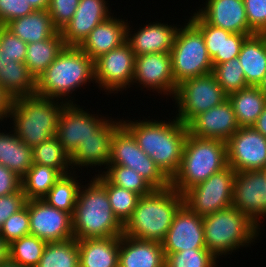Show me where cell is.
Returning a JSON list of instances; mask_svg holds the SVG:
<instances>
[{"instance_id": "cell-1", "label": "cell", "mask_w": 266, "mask_h": 267, "mask_svg": "<svg viewBox=\"0 0 266 267\" xmlns=\"http://www.w3.org/2000/svg\"><path fill=\"white\" fill-rule=\"evenodd\" d=\"M163 120H121L142 149L171 180L181 165L188 127L176 117Z\"/></svg>"}, {"instance_id": "cell-2", "label": "cell", "mask_w": 266, "mask_h": 267, "mask_svg": "<svg viewBox=\"0 0 266 267\" xmlns=\"http://www.w3.org/2000/svg\"><path fill=\"white\" fill-rule=\"evenodd\" d=\"M92 81H95L94 61L79 47L65 46L36 79V94L74 104L69 95Z\"/></svg>"}, {"instance_id": "cell-3", "label": "cell", "mask_w": 266, "mask_h": 267, "mask_svg": "<svg viewBox=\"0 0 266 267\" xmlns=\"http://www.w3.org/2000/svg\"><path fill=\"white\" fill-rule=\"evenodd\" d=\"M183 204V194L171 186L154 189L139 198L132 217L124 225L123 234L138 240L162 243Z\"/></svg>"}, {"instance_id": "cell-4", "label": "cell", "mask_w": 266, "mask_h": 267, "mask_svg": "<svg viewBox=\"0 0 266 267\" xmlns=\"http://www.w3.org/2000/svg\"><path fill=\"white\" fill-rule=\"evenodd\" d=\"M89 182L81 185L74 207V238L80 240L121 236L124 225L111 209L106 188L94 176Z\"/></svg>"}, {"instance_id": "cell-5", "label": "cell", "mask_w": 266, "mask_h": 267, "mask_svg": "<svg viewBox=\"0 0 266 267\" xmlns=\"http://www.w3.org/2000/svg\"><path fill=\"white\" fill-rule=\"evenodd\" d=\"M35 95L14 99L9 114L16 136L32 149L56 136L60 113L66 103Z\"/></svg>"}, {"instance_id": "cell-6", "label": "cell", "mask_w": 266, "mask_h": 267, "mask_svg": "<svg viewBox=\"0 0 266 267\" xmlns=\"http://www.w3.org/2000/svg\"><path fill=\"white\" fill-rule=\"evenodd\" d=\"M226 167V142L218 139H201L188 133L180 168L170 180V186L183 194Z\"/></svg>"}, {"instance_id": "cell-7", "label": "cell", "mask_w": 266, "mask_h": 267, "mask_svg": "<svg viewBox=\"0 0 266 267\" xmlns=\"http://www.w3.org/2000/svg\"><path fill=\"white\" fill-rule=\"evenodd\" d=\"M202 222L206 249L217 259L247 247L261 233L256 223L233 206L202 217Z\"/></svg>"}, {"instance_id": "cell-8", "label": "cell", "mask_w": 266, "mask_h": 267, "mask_svg": "<svg viewBox=\"0 0 266 267\" xmlns=\"http://www.w3.org/2000/svg\"><path fill=\"white\" fill-rule=\"evenodd\" d=\"M187 22L184 27L178 28L170 52L176 85L213 71L212 59L201 31L190 20Z\"/></svg>"}, {"instance_id": "cell-9", "label": "cell", "mask_w": 266, "mask_h": 267, "mask_svg": "<svg viewBox=\"0 0 266 267\" xmlns=\"http://www.w3.org/2000/svg\"><path fill=\"white\" fill-rule=\"evenodd\" d=\"M173 98L179 108L176 118L187 126L197 115L223 103L228 96L211 72L184 80L177 85Z\"/></svg>"}, {"instance_id": "cell-10", "label": "cell", "mask_w": 266, "mask_h": 267, "mask_svg": "<svg viewBox=\"0 0 266 267\" xmlns=\"http://www.w3.org/2000/svg\"><path fill=\"white\" fill-rule=\"evenodd\" d=\"M109 164L134 169L154 189L170 187V179L155 162L138 146L132 133L121 124L111 139Z\"/></svg>"}, {"instance_id": "cell-11", "label": "cell", "mask_w": 266, "mask_h": 267, "mask_svg": "<svg viewBox=\"0 0 266 267\" xmlns=\"http://www.w3.org/2000/svg\"><path fill=\"white\" fill-rule=\"evenodd\" d=\"M235 171L226 167L183 193L184 204L200 217L232 206Z\"/></svg>"}, {"instance_id": "cell-12", "label": "cell", "mask_w": 266, "mask_h": 267, "mask_svg": "<svg viewBox=\"0 0 266 267\" xmlns=\"http://www.w3.org/2000/svg\"><path fill=\"white\" fill-rule=\"evenodd\" d=\"M135 54L126 40L117 48L101 55L94 61L95 84L108 93H118L132 87L134 77Z\"/></svg>"}, {"instance_id": "cell-13", "label": "cell", "mask_w": 266, "mask_h": 267, "mask_svg": "<svg viewBox=\"0 0 266 267\" xmlns=\"http://www.w3.org/2000/svg\"><path fill=\"white\" fill-rule=\"evenodd\" d=\"M95 115L97 114H90L75 103L64 106L60 113L56 137L70 156L110 120L109 117L99 118Z\"/></svg>"}, {"instance_id": "cell-14", "label": "cell", "mask_w": 266, "mask_h": 267, "mask_svg": "<svg viewBox=\"0 0 266 267\" xmlns=\"http://www.w3.org/2000/svg\"><path fill=\"white\" fill-rule=\"evenodd\" d=\"M227 160L235 172L262 170L266 165V137L254 127H240L227 141Z\"/></svg>"}, {"instance_id": "cell-15", "label": "cell", "mask_w": 266, "mask_h": 267, "mask_svg": "<svg viewBox=\"0 0 266 267\" xmlns=\"http://www.w3.org/2000/svg\"><path fill=\"white\" fill-rule=\"evenodd\" d=\"M30 234L45 242L74 238L72 215L50 206L44 199L27 200Z\"/></svg>"}, {"instance_id": "cell-16", "label": "cell", "mask_w": 266, "mask_h": 267, "mask_svg": "<svg viewBox=\"0 0 266 267\" xmlns=\"http://www.w3.org/2000/svg\"><path fill=\"white\" fill-rule=\"evenodd\" d=\"M232 206L260 227L259 219L266 216V172L263 169L235 172Z\"/></svg>"}, {"instance_id": "cell-17", "label": "cell", "mask_w": 266, "mask_h": 267, "mask_svg": "<svg viewBox=\"0 0 266 267\" xmlns=\"http://www.w3.org/2000/svg\"><path fill=\"white\" fill-rule=\"evenodd\" d=\"M134 83L173 99L177 85L172 74L171 54L153 53L135 56Z\"/></svg>"}, {"instance_id": "cell-18", "label": "cell", "mask_w": 266, "mask_h": 267, "mask_svg": "<svg viewBox=\"0 0 266 267\" xmlns=\"http://www.w3.org/2000/svg\"><path fill=\"white\" fill-rule=\"evenodd\" d=\"M164 254L206 248L202 217L183 204L162 242Z\"/></svg>"}, {"instance_id": "cell-19", "label": "cell", "mask_w": 266, "mask_h": 267, "mask_svg": "<svg viewBox=\"0 0 266 267\" xmlns=\"http://www.w3.org/2000/svg\"><path fill=\"white\" fill-rule=\"evenodd\" d=\"M187 127L189 134L194 137L218 139L224 142L240 128L228 99L197 115Z\"/></svg>"}, {"instance_id": "cell-20", "label": "cell", "mask_w": 266, "mask_h": 267, "mask_svg": "<svg viewBox=\"0 0 266 267\" xmlns=\"http://www.w3.org/2000/svg\"><path fill=\"white\" fill-rule=\"evenodd\" d=\"M106 0H80L71 20L60 31L66 46L79 47L89 33L111 17Z\"/></svg>"}, {"instance_id": "cell-21", "label": "cell", "mask_w": 266, "mask_h": 267, "mask_svg": "<svg viewBox=\"0 0 266 267\" xmlns=\"http://www.w3.org/2000/svg\"><path fill=\"white\" fill-rule=\"evenodd\" d=\"M207 24L231 33L254 35L246 17L243 0H206L196 12Z\"/></svg>"}, {"instance_id": "cell-22", "label": "cell", "mask_w": 266, "mask_h": 267, "mask_svg": "<svg viewBox=\"0 0 266 267\" xmlns=\"http://www.w3.org/2000/svg\"><path fill=\"white\" fill-rule=\"evenodd\" d=\"M122 124L121 120H110L93 137L86 139L83 144L70 156L72 169L93 168L97 165L102 167L109 165L111 139L115 130ZM81 166V167H80ZM76 167V168H75Z\"/></svg>"}, {"instance_id": "cell-23", "label": "cell", "mask_w": 266, "mask_h": 267, "mask_svg": "<svg viewBox=\"0 0 266 267\" xmlns=\"http://www.w3.org/2000/svg\"><path fill=\"white\" fill-rule=\"evenodd\" d=\"M127 25V41L135 56L153 53H170L179 27L168 23L153 22L139 27L132 34ZM136 32V33H135Z\"/></svg>"}, {"instance_id": "cell-24", "label": "cell", "mask_w": 266, "mask_h": 267, "mask_svg": "<svg viewBox=\"0 0 266 267\" xmlns=\"http://www.w3.org/2000/svg\"><path fill=\"white\" fill-rule=\"evenodd\" d=\"M125 21L112 15L97 25L79 48L95 61L127 40L128 22Z\"/></svg>"}, {"instance_id": "cell-25", "label": "cell", "mask_w": 266, "mask_h": 267, "mask_svg": "<svg viewBox=\"0 0 266 267\" xmlns=\"http://www.w3.org/2000/svg\"><path fill=\"white\" fill-rule=\"evenodd\" d=\"M118 267H165L162 243L120 236Z\"/></svg>"}, {"instance_id": "cell-26", "label": "cell", "mask_w": 266, "mask_h": 267, "mask_svg": "<svg viewBox=\"0 0 266 267\" xmlns=\"http://www.w3.org/2000/svg\"><path fill=\"white\" fill-rule=\"evenodd\" d=\"M79 267H118L120 236L77 240Z\"/></svg>"}, {"instance_id": "cell-27", "label": "cell", "mask_w": 266, "mask_h": 267, "mask_svg": "<svg viewBox=\"0 0 266 267\" xmlns=\"http://www.w3.org/2000/svg\"><path fill=\"white\" fill-rule=\"evenodd\" d=\"M248 86H259L266 74V34L248 36L238 55Z\"/></svg>"}, {"instance_id": "cell-28", "label": "cell", "mask_w": 266, "mask_h": 267, "mask_svg": "<svg viewBox=\"0 0 266 267\" xmlns=\"http://www.w3.org/2000/svg\"><path fill=\"white\" fill-rule=\"evenodd\" d=\"M4 26L27 44L49 39L59 32L47 10H34Z\"/></svg>"}, {"instance_id": "cell-29", "label": "cell", "mask_w": 266, "mask_h": 267, "mask_svg": "<svg viewBox=\"0 0 266 267\" xmlns=\"http://www.w3.org/2000/svg\"><path fill=\"white\" fill-rule=\"evenodd\" d=\"M11 132H0V164L22 178L33 165V151Z\"/></svg>"}, {"instance_id": "cell-30", "label": "cell", "mask_w": 266, "mask_h": 267, "mask_svg": "<svg viewBox=\"0 0 266 267\" xmlns=\"http://www.w3.org/2000/svg\"><path fill=\"white\" fill-rule=\"evenodd\" d=\"M240 127L253 126L266 106V95L258 86H248L228 96Z\"/></svg>"}, {"instance_id": "cell-31", "label": "cell", "mask_w": 266, "mask_h": 267, "mask_svg": "<svg viewBox=\"0 0 266 267\" xmlns=\"http://www.w3.org/2000/svg\"><path fill=\"white\" fill-rule=\"evenodd\" d=\"M60 31L49 39L27 44L25 65L37 79L65 47Z\"/></svg>"}, {"instance_id": "cell-32", "label": "cell", "mask_w": 266, "mask_h": 267, "mask_svg": "<svg viewBox=\"0 0 266 267\" xmlns=\"http://www.w3.org/2000/svg\"><path fill=\"white\" fill-rule=\"evenodd\" d=\"M62 175L59 170L52 167L33 164L21 178L26 199H43Z\"/></svg>"}, {"instance_id": "cell-33", "label": "cell", "mask_w": 266, "mask_h": 267, "mask_svg": "<svg viewBox=\"0 0 266 267\" xmlns=\"http://www.w3.org/2000/svg\"><path fill=\"white\" fill-rule=\"evenodd\" d=\"M0 86L13 99L36 94V79L24 62H18L16 66L0 67Z\"/></svg>"}, {"instance_id": "cell-34", "label": "cell", "mask_w": 266, "mask_h": 267, "mask_svg": "<svg viewBox=\"0 0 266 267\" xmlns=\"http://www.w3.org/2000/svg\"><path fill=\"white\" fill-rule=\"evenodd\" d=\"M73 173L62 175L43 198L50 206L73 215L81 183ZM72 175V176H71ZM76 176V177H74Z\"/></svg>"}, {"instance_id": "cell-35", "label": "cell", "mask_w": 266, "mask_h": 267, "mask_svg": "<svg viewBox=\"0 0 266 267\" xmlns=\"http://www.w3.org/2000/svg\"><path fill=\"white\" fill-rule=\"evenodd\" d=\"M37 267H79L77 239L48 242Z\"/></svg>"}, {"instance_id": "cell-36", "label": "cell", "mask_w": 266, "mask_h": 267, "mask_svg": "<svg viewBox=\"0 0 266 267\" xmlns=\"http://www.w3.org/2000/svg\"><path fill=\"white\" fill-rule=\"evenodd\" d=\"M95 178L106 188L107 196L114 215L123 225H125V223L132 217L134 209L141 196L131 190L111 184L102 174H100V172L95 174Z\"/></svg>"}, {"instance_id": "cell-37", "label": "cell", "mask_w": 266, "mask_h": 267, "mask_svg": "<svg viewBox=\"0 0 266 267\" xmlns=\"http://www.w3.org/2000/svg\"><path fill=\"white\" fill-rule=\"evenodd\" d=\"M32 151L33 164L52 167L59 170L63 175L72 172L70 171L72 170L70 155L64 150L56 136L40 143Z\"/></svg>"}, {"instance_id": "cell-38", "label": "cell", "mask_w": 266, "mask_h": 267, "mask_svg": "<svg viewBox=\"0 0 266 267\" xmlns=\"http://www.w3.org/2000/svg\"><path fill=\"white\" fill-rule=\"evenodd\" d=\"M46 245L34 235L23 236L9 244V260L23 267H37Z\"/></svg>"}, {"instance_id": "cell-39", "label": "cell", "mask_w": 266, "mask_h": 267, "mask_svg": "<svg viewBox=\"0 0 266 267\" xmlns=\"http://www.w3.org/2000/svg\"><path fill=\"white\" fill-rule=\"evenodd\" d=\"M101 173L111 184L131 190L140 196L150 194L154 188L134 169L109 164Z\"/></svg>"}, {"instance_id": "cell-40", "label": "cell", "mask_w": 266, "mask_h": 267, "mask_svg": "<svg viewBox=\"0 0 266 267\" xmlns=\"http://www.w3.org/2000/svg\"><path fill=\"white\" fill-rule=\"evenodd\" d=\"M212 73L215 75L218 84L222 87L227 96L248 87L238 57L215 65Z\"/></svg>"}, {"instance_id": "cell-41", "label": "cell", "mask_w": 266, "mask_h": 267, "mask_svg": "<svg viewBox=\"0 0 266 267\" xmlns=\"http://www.w3.org/2000/svg\"><path fill=\"white\" fill-rule=\"evenodd\" d=\"M165 267H216L217 258L206 248L164 254Z\"/></svg>"}, {"instance_id": "cell-42", "label": "cell", "mask_w": 266, "mask_h": 267, "mask_svg": "<svg viewBox=\"0 0 266 267\" xmlns=\"http://www.w3.org/2000/svg\"><path fill=\"white\" fill-rule=\"evenodd\" d=\"M189 20L201 31L213 67L221 64L222 34H231V32L207 24L196 12Z\"/></svg>"}, {"instance_id": "cell-43", "label": "cell", "mask_w": 266, "mask_h": 267, "mask_svg": "<svg viewBox=\"0 0 266 267\" xmlns=\"http://www.w3.org/2000/svg\"><path fill=\"white\" fill-rule=\"evenodd\" d=\"M29 234L30 218L28 214V207L26 205L18 212L12 214L0 228V236L8 244Z\"/></svg>"}, {"instance_id": "cell-44", "label": "cell", "mask_w": 266, "mask_h": 267, "mask_svg": "<svg viewBox=\"0 0 266 267\" xmlns=\"http://www.w3.org/2000/svg\"><path fill=\"white\" fill-rule=\"evenodd\" d=\"M79 2L80 0H50L47 11L59 31L71 20Z\"/></svg>"}, {"instance_id": "cell-45", "label": "cell", "mask_w": 266, "mask_h": 267, "mask_svg": "<svg viewBox=\"0 0 266 267\" xmlns=\"http://www.w3.org/2000/svg\"><path fill=\"white\" fill-rule=\"evenodd\" d=\"M0 50L14 61L25 62L27 43L9 31L4 25H0Z\"/></svg>"}, {"instance_id": "cell-46", "label": "cell", "mask_w": 266, "mask_h": 267, "mask_svg": "<svg viewBox=\"0 0 266 267\" xmlns=\"http://www.w3.org/2000/svg\"><path fill=\"white\" fill-rule=\"evenodd\" d=\"M250 29L255 34H266V0H243Z\"/></svg>"}, {"instance_id": "cell-47", "label": "cell", "mask_w": 266, "mask_h": 267, "mask_svg": "<svg viewBox=\"0 0 266 267\" xmlns=\"http://www.w3.org/2000/svg\"><path fill=\"white\" fill-rule=\"evenodd\" d=\"M34 11L26 0H0V25L24 17Z\"/></svg>"}, {"instance_id": "cell-48", "label": "cell", "mask_w": 266, "mask_h": 267, "mask_svg": "<svg viewBox=\"0 0 266 267\" xmlns=\"http://www.w3.org/2000/svg\"><path fill=\"white\" fill-rule=\"evenodd\" d=\"M26 201L22 188L13 194L0 196V228L12 214L25 206Z\"/></svg>"}, {"instance_id": "cell-49", "label": "cell", "mask_w": 266, "mask_h": 267, "mask_svg": "<svg viewBox=\"0 0 266 267\" xmlns=\"http://www.w3.org/2000/svg\"><path fill=\"white\" fill-rule=\"evenodd\" d=\"M251 35L239 33L222 34L221 63L237 58L245 39Z\"/></svg>"}, {"instance_id": "cell-50", "label": "cell", "mask_w": 266, "mask_h": 267, "mask_svg": "<svg viewBox=\"0 0 266 267\" xmlns=\"http://www.w3.org/2000/svg\"><path fill=\"white\" fill-rule=\"evenodd\" d=\"M21 188V177L0 164V196L13 194Z\"/></svg>"}, {"instance_id": "cell-51", "label": "cell", "mask_w": 266, "mask_h": 267, "mask_svg": "<svg viewBox=\"0 0 266 267\" xmlns=\"http://www.w3.org/2000/svg\"><path fill=\"white\" fill-rule=\"evenodd\" d=\"M14 104L13 97L0 86V121L9 118V114Z\"/></svg>"}, {"instance_id": "cell-52", "label": "cell", "mask_w": 266, "mask_h": 267, "mask_svg": "<svg viewBox=\"0 0 266 267\" xmlns=\"http://www.w3.org/2000/svg\"><path fill=\"white\" fill-rule=\"evenodd\" d=\"M252 127H254L258 132L266 137V106L257 118L256 123Z\"/></svg>"}, {"instance_id": "cell-53", "label": "cell", "mask_w": 266, "mask_h": 267, "mask_svg": "<svg viewBox=\"0 0 266 267\" xmlns=\"http://www.w3.org/2000/svg\"><path fill=\"white\" fill-rule=\"evenodd\" d=\"M9 260V244L0 236V264Z\"/></svg>"}, {"instance_id": "cell-54", "label": "cell", "mask_w": 266, "mask_h": 267, "mask_svg": "<svg viewBox=\"0 0 266 267\" xmlns=\"http://www.w3.org/2000/svg\"><path fill=\"white\" fill-rule=\"evenodd\" d=\"M34 10H47L50 0H26Z\"/></svg>"}, {"instance_id": "cell-55", "label": "cell", "mask_w": 266, "mask_h": 267, "mask_svg": "<svg viewBox=\"0 0 266 267\" xmlns=\"http://www.w3.org/2000/svg\"><path fill=\"white\" fill-rule=\"evenodd\" d=\"M18 61L12 60L3 50H0V67L16 66Z\"/></svg>"}, {"instance_id": "cell-56", "label": "cell", "mask_w": 266, "mask_h": 267, "mask_svg": "<svg viewBox=\"0 0 266 267\" xmlns=\"http://www.w3.org/2000/svg\"><path fill=\"white\" fill-rule=\"evenodd\" d=\"M0 267H23V266L14 263L11 260H8L7 262L0 264Z\"/></svg>"}, {"instance_id": "cell-57", "label": "cell", "mask_w": 266, "mask_h": 267, "mask_svg": "<svg viewBox=\"0 0 266 267\" xmlns=\"http://www.w3.org/2000/svg\"><path fill=\"white\" fill-rule=\"evenodd\" d=\"M258 87L266 95V74Z\"/></svg>"}]
</instances>
